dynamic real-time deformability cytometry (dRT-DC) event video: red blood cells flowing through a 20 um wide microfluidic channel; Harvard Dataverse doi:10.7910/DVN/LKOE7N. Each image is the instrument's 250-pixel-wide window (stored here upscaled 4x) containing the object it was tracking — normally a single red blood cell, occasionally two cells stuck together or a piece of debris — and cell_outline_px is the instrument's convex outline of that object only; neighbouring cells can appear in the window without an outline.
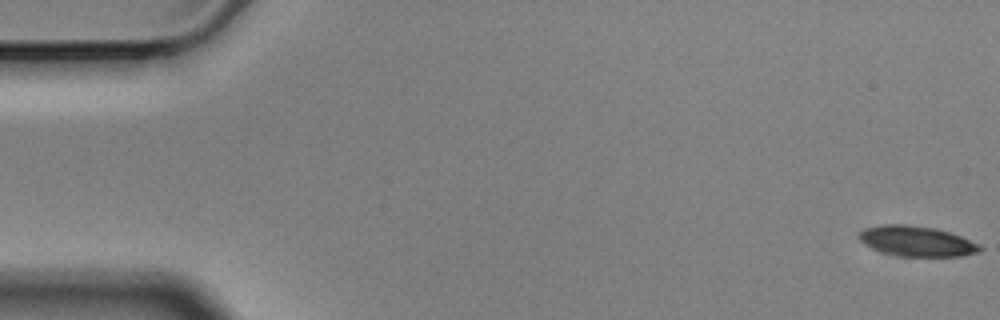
{"species": "Egyptian fruit bat (a non-hibernating species)", "species_latin": "Rousettus aegyptiacus", "temperature_condition": "cold", "stored_images_in_passage": 5, "camera_frame_rate_fps": 3000, "um_per_image_px": 0.085, "animal": {"sex": "male"}, "frame": {"image": 1, "passage_image": 1, "time_ms": 0.0, "image_size_px": [1000, 320], "cell_outline_px": [[984, 248], [980, 252], [964, 256], [900, 256], [880, 252], [864, 244], [856, 236], [864, 228], [880, 224], [908, 224], [936, 228], [960, 236], [980, 244]], "centroid_in_image_um": [77.91, 20.5], "position_along_channel_um": 7.1, "area_um2": 21.62}}
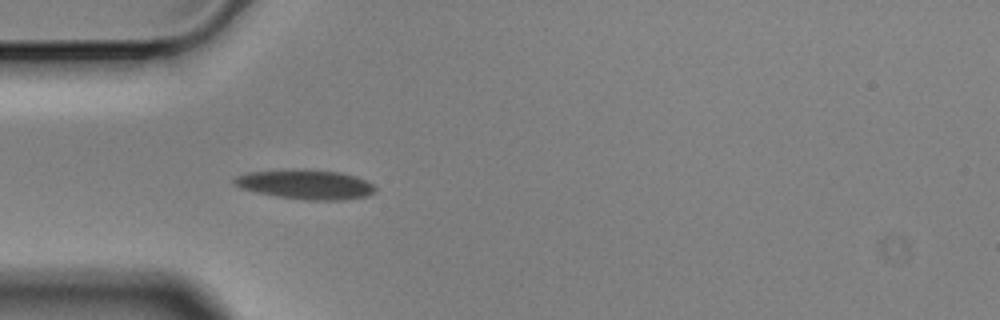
{"frame": {"image": 2, "passage_image": 5, "time_ms": 1.333, "image_size_px": [1000, 320], "cell_outline_px": [[376, 188], [368, 196], [344, 200], [304, 200], [276, 196], [256, 192], [240, 188], [232, 180], [236, 176], [248, 172], [284, 168], [304, 168], [340, 172], [356, 176], [372, 184]], "centroid_in_image_um": [25.94, 15.65], "position_along_channel_um": 59.1, "area_um2": 24.68}}